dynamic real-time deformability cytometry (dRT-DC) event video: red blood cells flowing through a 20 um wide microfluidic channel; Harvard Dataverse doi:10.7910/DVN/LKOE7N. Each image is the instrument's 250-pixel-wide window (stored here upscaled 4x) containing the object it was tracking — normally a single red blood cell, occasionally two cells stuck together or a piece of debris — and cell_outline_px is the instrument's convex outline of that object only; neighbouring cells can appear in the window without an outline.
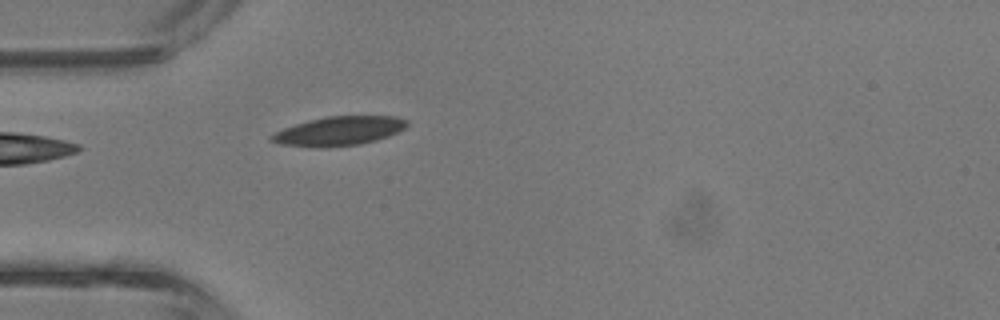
{"species": "common noctule bat (a hibernating species)", "species_latin": "Nyctalus noctula", "temperature_condition": "room temperature", "stored_images_in_passage": 1, "camera_frame_rate_fps": 3000, "um_per_image_px": 0.085, "animal": {"sex": "male", "body_mass_g": 13.3}, "frame": {"image": 1, "passage_image": 1, "time_ms": 0.0, "image_size_px": [1000, 320], "cell_outline_px": [[408, 124], [400, 132], [376, 140], [360, 144], [328, 148], [316, 148], [280, 144], [268, 140], [268, 136], [284, 128], [308, 120], [328, 116], [396, 116], [408, 120]], "centroid_in_image_um": [28.8, 11.15], "position_along_channel_um": 56.2, "area_um2": 23.24}}